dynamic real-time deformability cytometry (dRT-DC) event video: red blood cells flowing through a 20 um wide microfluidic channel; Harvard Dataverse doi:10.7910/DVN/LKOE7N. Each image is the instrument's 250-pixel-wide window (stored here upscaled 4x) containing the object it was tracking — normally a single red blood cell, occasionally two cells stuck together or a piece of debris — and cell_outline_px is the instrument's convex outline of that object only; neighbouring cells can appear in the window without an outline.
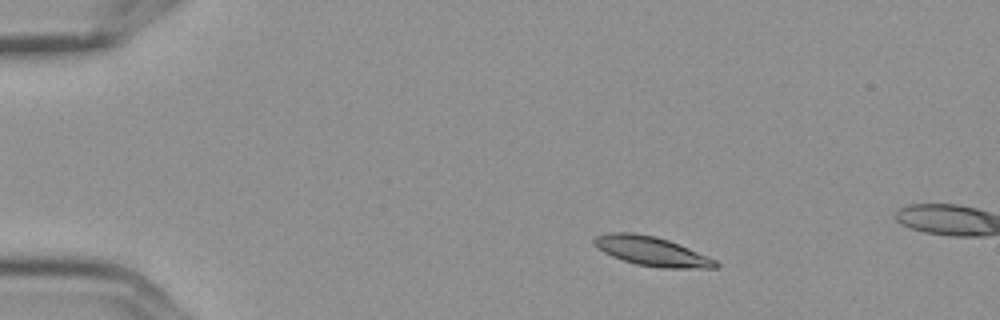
{"species": "Egyptian fruit bat (a non-hibernating species)", "species_latin": "Rousettus aegyptiacus", "temperature_condition": "cold", "stored_images_in_passage": 4, "camera_frame_rate_fps": 3000, "um_per_image_px": 0.085, "frame": {"image": 1, "passage_image": 2, "time_ms": 0.333, "image_size_px": [1000, 320], "cell_outline_px": [[720, 264], [716, 268], [660, 268], [636, 264], [612, 256], [604, 252], [592, 240], [596, 236], [612, 232], [632, 232], [656, 236], [668, 240], [708, 256], [716, 260]], "centroid_in_image_um": [55.43, 21.36], "position_along_channel_um": 29.6, "area_um2": 20.52}}